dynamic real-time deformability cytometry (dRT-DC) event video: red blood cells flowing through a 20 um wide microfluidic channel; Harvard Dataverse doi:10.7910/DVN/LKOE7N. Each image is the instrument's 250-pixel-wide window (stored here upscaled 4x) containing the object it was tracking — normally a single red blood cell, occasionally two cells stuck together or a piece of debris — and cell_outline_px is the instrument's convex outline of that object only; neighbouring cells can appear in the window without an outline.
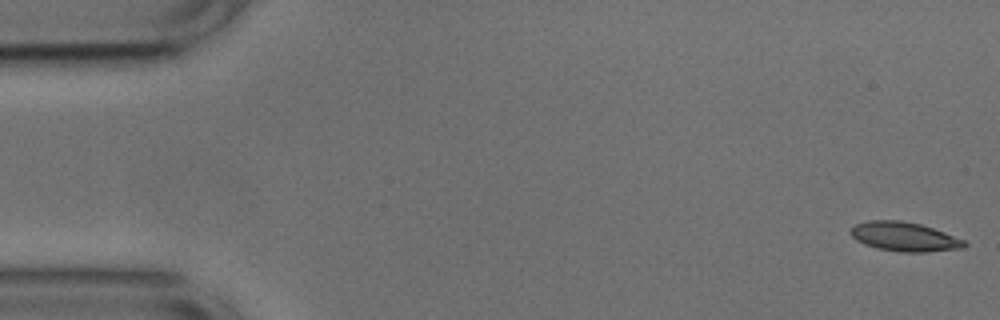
{"species": "common noctule bat (a hibernating species)", "species_latin": "Nyctalus noctula", "temperature_condition": "cold", "stored_images_in_passage": 53, "camera_frame_rate_fps": 3000, "um_per_image_px": 0.085, "animal": {"sex": "male", "body_mass_g": 17.9, "forearm_length_mm": 54.2}, "frame": {"image": 1, "passage_image": 1, "time_ms": 0.0, "image_size_px": [1000, 320], "cell_outline_px": [[968, 244], [964, 248], [924, 252], [900, 252], [876, 248], [864, 244], [856, 240], [848, 232], [856, 224], [868, 220], [900, 220], [920, 224], [944, 232], [964, 240]], "centroid_in_image_um": [76.85, 20.12], "position_along_channel_um": 8.1, "area_um2": 19.36}}
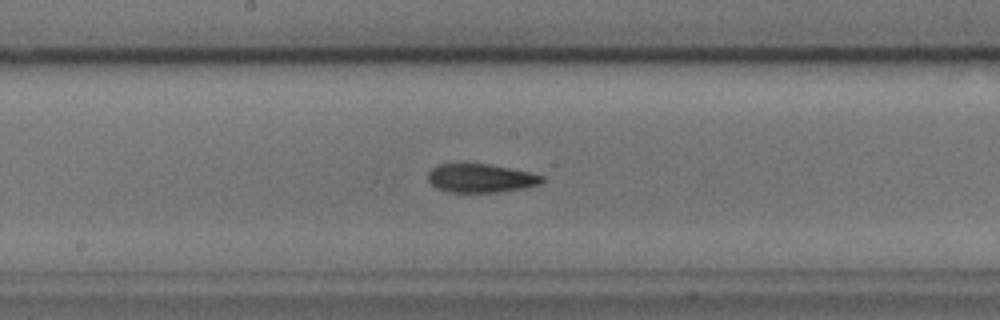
{"frame": {"image": 2, "passage_image": 27, "time_ms": 8.667, "image_size_px": [1000, 320], "cell_outline_px": [[544, 180], [540, 184], [524, 188], [500, 192], [448, 192], [436, 188], [428, 180], [428, 172], [436, 164], [488, 164], [532, 172], [544, 176]], "centroid_in_image_um": [40.87, 15.15], "position_along_channel_um": 207.3, "area_um2": 19.13}}
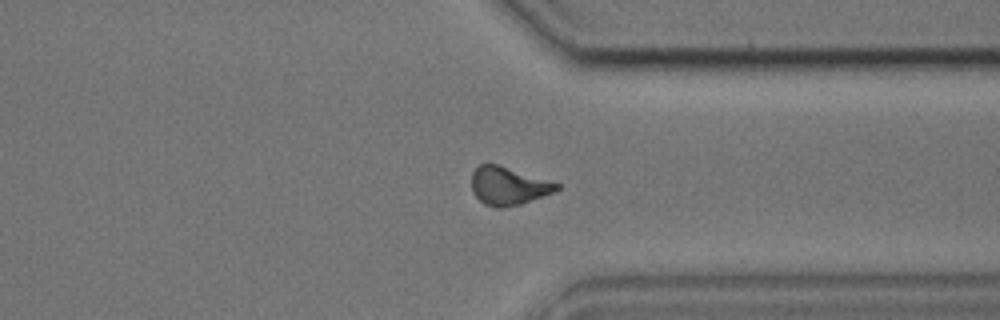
{"frame": {"image": 3, "passage_image": 40, "time_ms": 13.0, "image_size_px": [1000, 320], "cell_outline_px": [[560, 188], [552, 192], [520, 204], [504, 208], [496, 208], [484, 204], [472, 192], [472, 172], [480, 164], [496, 164], [548, 180], [560, 184]], "centroid_in_image_um": [43.17, 15.81], "position_along_channel_um": 368.2, "area_um2": 18.55}, "authors_computed_cell_mechanics": {"area_um2": 18.9584, "velocity_mm_per_s": 3.7435, "shape_relaxation_time_tau1_ms": 5.7885, "shape_relaxation_time_tau2_ms": 8.9204, "deformation_change_tau1": 0.1606, "deformation_change_tau2": 0.1761}}